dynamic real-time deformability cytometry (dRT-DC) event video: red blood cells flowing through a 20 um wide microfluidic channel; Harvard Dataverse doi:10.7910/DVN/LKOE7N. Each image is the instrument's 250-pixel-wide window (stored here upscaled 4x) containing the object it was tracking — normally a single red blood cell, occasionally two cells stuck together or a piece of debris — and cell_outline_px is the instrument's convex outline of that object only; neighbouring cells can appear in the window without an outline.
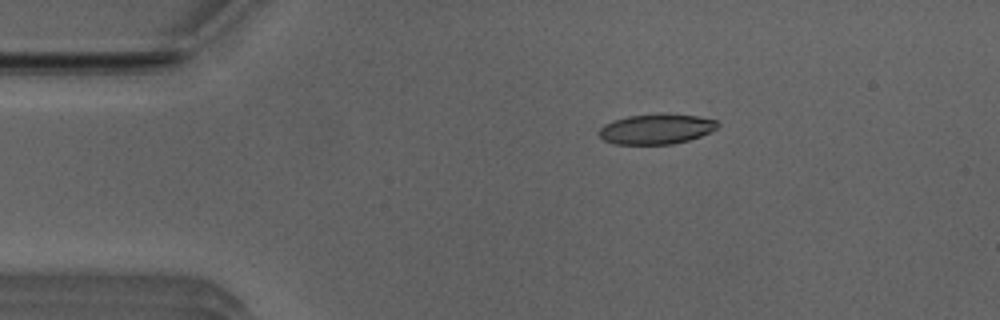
{"species": "Egyptian fruit bat (a non-hibernating species)", "species_latin": "Rousettus aegyptiacus", "temperature_condition": "room temperature", "stored_images_in_passage": 27, "camera_frame_rate_fps": 3000, "um_per_image_px": 0.085, "animal": {"sex": "male"}, "frame": {"image": 1, "passage_image": 3, "time_ms": 0.667, "image_size_px": [1000, 320], "cell_outline_px": [[720, 124], [716, 128], [700, 136], [688, 140], [672, 144], [616, 144], [604, 140], [600, 136], [600, 128], [604, 124], [628, 116], [660, 112], [668, 112], [696, 116], [716, 120]], "centroid_in_image_um": [55.8, 10.94], "position_along_channel_um": 29.2, "area_um2": 20.92}}
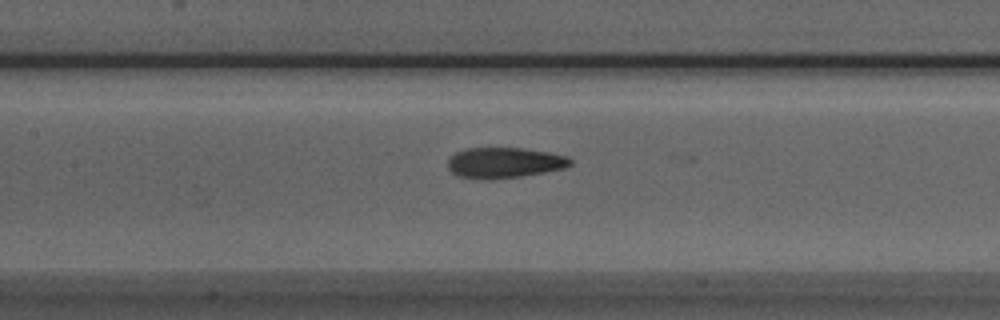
{"frame": {"image": 2, "passage_image": 17, "time_ms": 5.333, "image_size_px": [1000, 320], "cell_outline_px": [[572, 164], [564, 168], [544, 172], [520, 176], [492, 180], [488, 180], [460, 176], [452, 172], [448, 168], [448, 160], [456, 152], [468, 148], [520, 148], [548, 152], [568, 156], [572, 160]], "centroid_in_image_um": [42.88, 13.83], "position_along_channel_um": 164.5, "area_um2": 21.73}}
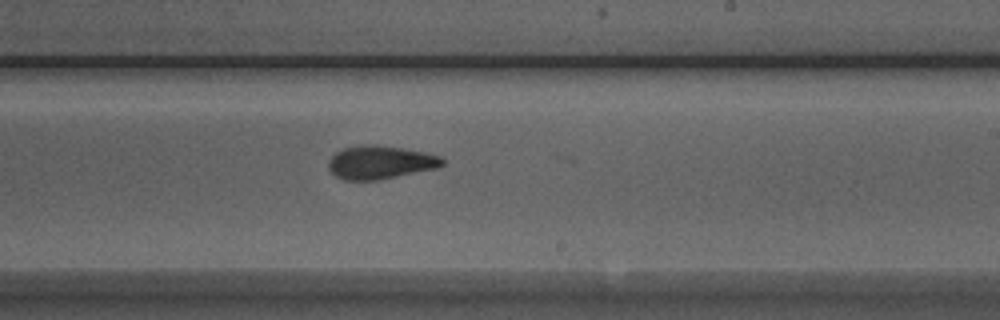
{"frame": {"image": 3, "passage_image": 24, "time_ms": 7.667, "image_size_px": [1000, 320], "cell_outline_px": [[444, 164], [440, 168], [380, 180], [344, 180], [336, 176], [328, 168], [328, 160], [336, 152], [344, 148], [364, 144], [376, 144], [424, 152], [440, 156], [444, 160]], "centroid_in_image_um": [32.34, 13.81], "position_along_channel_um": 256.7, "area_um2": 22.31}}